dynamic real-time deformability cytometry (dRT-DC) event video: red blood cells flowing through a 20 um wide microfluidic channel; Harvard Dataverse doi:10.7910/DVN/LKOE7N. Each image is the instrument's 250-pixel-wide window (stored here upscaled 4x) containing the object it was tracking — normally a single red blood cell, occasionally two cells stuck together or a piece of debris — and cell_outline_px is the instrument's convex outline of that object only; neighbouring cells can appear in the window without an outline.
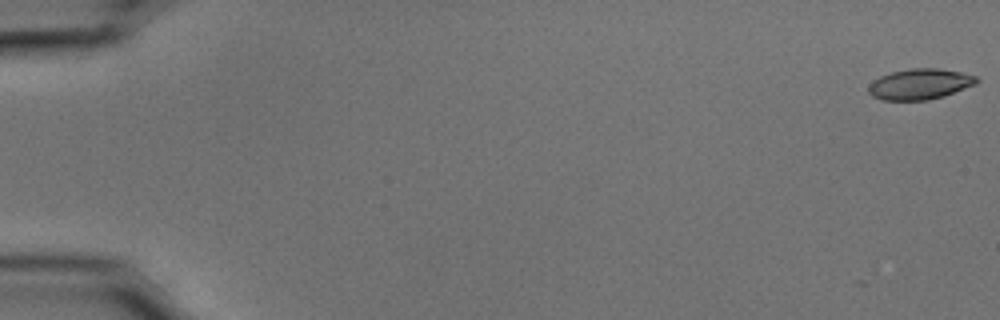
{"species": "common noctule bat (a hibernating species)", "species_latin": "Nyctalus noctula", "temperature_condition": "cold", "stored_images_in_passage": 12, "camera_frame_rate_fps": 3000, "um_per_image_px": 0.085, "animal": {"sex": "male", "body_mass_g": 15.6}, "frame": {"image": 1, "passage_image": 1, "time_ms": 0.0, "image_size_px": [1000, 320], "cell_outline_px": [[980, 80], [976, 84], [944, 96], [928, 100], [880, 100], [872, 96], [868, 92], [868, 84], [872, 80], [880, 76], [892, 72], [912, 68], [936, 68], [960, 72], [976, 76]], "centroid_in_image_um": [78.16, 7.15], "position_along_channel_um": 6.8, "area_um2": 19.42}}